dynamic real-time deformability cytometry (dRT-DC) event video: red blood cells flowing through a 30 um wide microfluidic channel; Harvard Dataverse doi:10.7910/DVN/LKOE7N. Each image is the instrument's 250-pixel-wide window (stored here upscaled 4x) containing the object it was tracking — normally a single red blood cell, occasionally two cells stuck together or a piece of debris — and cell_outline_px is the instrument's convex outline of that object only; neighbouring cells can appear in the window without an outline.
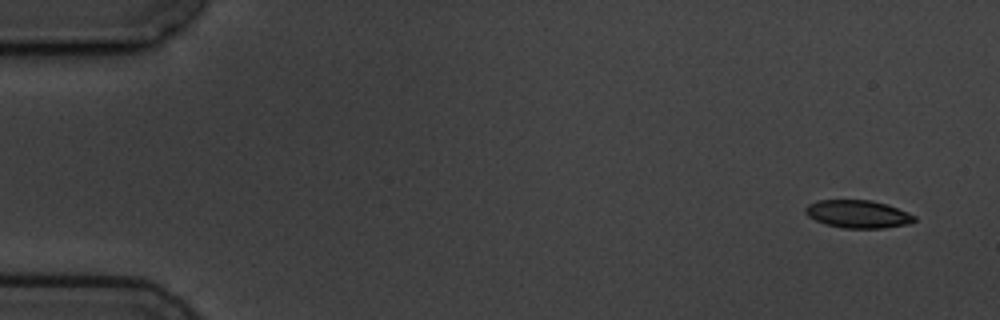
{"species": "common noctule bat (a hibernating species)", "species_latin": "Nyctalus noctula", "temperature_condition": "cold", "stored_images_in_passage": 3, "camera_frame_rate_fps": 3000, "um_per_image_px": 0.085, "animal": {"sex": "male", "body_mass_g": 19.5, "forearm_length_mm": 54.6}, "frame": {"image": 1, "passage_image": 1, "time_ms": 0.0, "image_size_px": [1000, 320], "cell_outline_px": [[916, 220], [908, 224], [884, 228], [844, 228], [828, 224], [816, 220], [808, 216], [804, 212], [804, 208], [808, 204], [816, 200], [872, 200], [888, 204], [908, 212], [916, 216]], "centroid_in_image_um": [72.94, 18.18], "position_along_channel_um": 12.1, "area_um2": 17.74}}
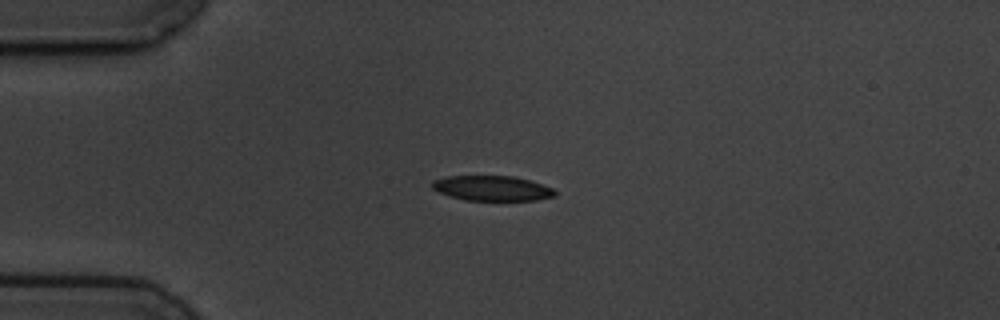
{"frame": {"image": 2, "passage_image": 3, "time_ms": 3.667, "image_size_px": [1000, 320], "cell_outline_px": [[556, 196], [536, 200], [464, 200], [440, 192], [432, 188], [432, 180], [448, 176], [512, 176], [528, 180], [552, 188], [556, 192]], "centroid_in_image_um": [41.82, 16.0], "position_along_channel_um": 43.2, "area_um2": 17.69}}